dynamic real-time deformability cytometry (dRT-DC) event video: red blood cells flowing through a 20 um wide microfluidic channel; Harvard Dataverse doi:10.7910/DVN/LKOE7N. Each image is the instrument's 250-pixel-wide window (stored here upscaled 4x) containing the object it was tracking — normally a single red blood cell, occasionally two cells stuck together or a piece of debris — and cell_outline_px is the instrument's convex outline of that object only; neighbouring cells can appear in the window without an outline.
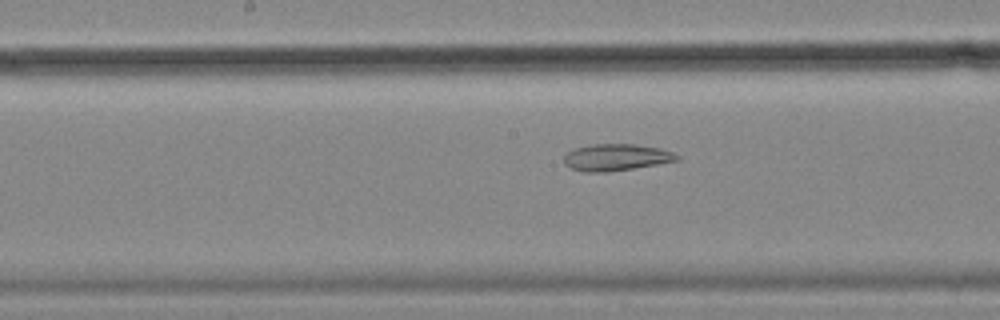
{"species": "common noctule bat (a hibernating species)", "species_latin": "Nyctalus noctula", "temperature_condition": "cold", "stored_images_in_passage": 39, "camera_frame_rate_fps": 3000, "um_per_image_px": 0.085, "animal": {"sex": "female", "body_mass_g": 18.4}, "frame": {"image": 1, "passage_image": 23, "time_ms": 7.333, "image_size_px": [1000, 320], "cell_outline_px": [[680, 160], [608, 172], [584, 172], [572, 168], [564, 164], [564, 156], [572, 148], [592, 144], [636, 144], [660, 148], [672, 152], [680, 156]], "centroid_in_image_um": [52.36, 13.36], "position_along_channel_um": 195.8, "area_um2": 17.63}}